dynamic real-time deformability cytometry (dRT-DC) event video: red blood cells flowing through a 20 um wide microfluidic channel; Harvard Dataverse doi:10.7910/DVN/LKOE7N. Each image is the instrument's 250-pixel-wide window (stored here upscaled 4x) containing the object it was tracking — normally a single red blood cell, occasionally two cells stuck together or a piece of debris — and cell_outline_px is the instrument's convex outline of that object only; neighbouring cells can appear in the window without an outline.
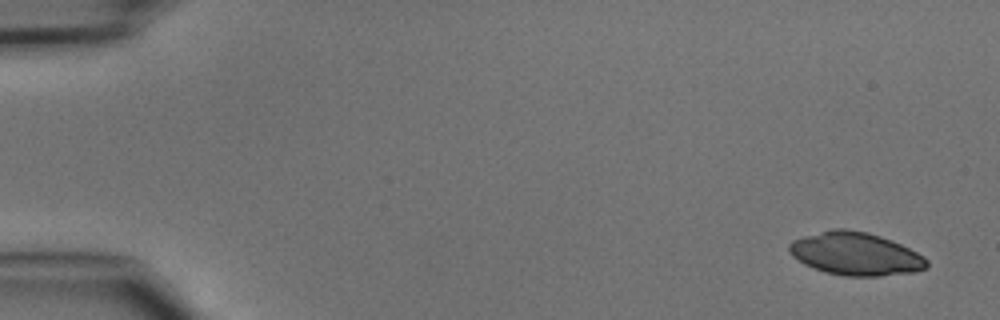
{"species": "common noctule bat (a hibernating species)", "species_latin": "Nyctalus noctula", "temperature_condition": "cold", "stored_images_in_passage": 46, "camera_frame_rate_fps": 3000, "um_per_image_px": 0.085, "animal": {"sex": "male", "body_mass_g": 15.6}, "frame": {"image": 1, "passage_image": 1, "time_ms": 0.0, "image_size_px": [1000, 320], "cell_outline_px": [[928, 268], [912, 272], [880, 276], [844, 276], [824, 272], [804, 264], [792, 256], [788, 252], [788, 244], [792, 240], [804, 236], [832, 228], [844, 228], [868, 232], [892, 240], [924, 256], [928, 260]], "centroid_in_image_um": [72.7, 21.57], "position_along_channel_um": 12.3, "area_um2": 34.62}}